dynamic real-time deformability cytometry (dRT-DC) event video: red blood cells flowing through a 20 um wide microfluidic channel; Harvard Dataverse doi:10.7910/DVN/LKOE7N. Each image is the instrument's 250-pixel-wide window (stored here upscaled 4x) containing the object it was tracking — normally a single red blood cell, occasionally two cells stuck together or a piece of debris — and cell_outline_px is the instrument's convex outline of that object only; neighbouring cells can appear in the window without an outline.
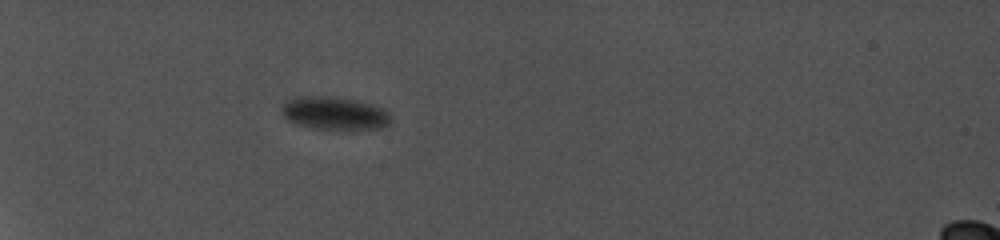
{"species": "common noctule bat (a hibernating species)", "species_latin": "Nyctalus noctula", "temperature_condition": "cold", "stored_images_in_passage": 80, "camera_frame_rate_fps": 5000, "um_per_image_px": 0.085, "animal": {"sex": "female", "body_mass_g": 19.0, "forearm_length_mm": 56.7}, "frame": {"image": 1, "passage_image": 1, "time_ms": 0.0, "image_size_px": [1000, 240], "cell_outline_px": [[392, 120], [388, 124], [380, 128], [352, 132], [312, 128], [288, 120], [284, 116], [284, 104], [300, 96], [328, 96], [356, 100], [372, 104], [384, 108], [388, 112]], "centroid_in_image_um": [28.55, 9.67], "position_along_channel_um": 56.4, "area_um2": 21.27}}
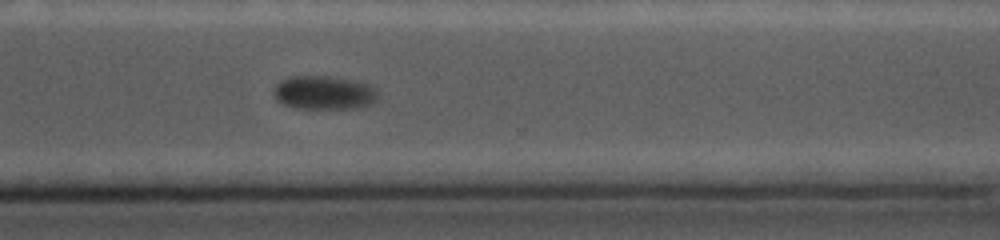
{"frame": {"image": 2, "passage_image": 63, "time_ms": 9.0, "image_size_px": [1000, 240], "cell_outline_px": [[376, 100], [368, 104], [352, 108], [300, 108], [284, 104], [276, 100], [272, 92], [284, 80], [292, 76], [324, 76], [352, 80], [368, 84], [376, 92]], "centroid_in_image_um": [27.51, 7.88], "position_along_channel_um": 343.1, "area_um2": 19.77}}
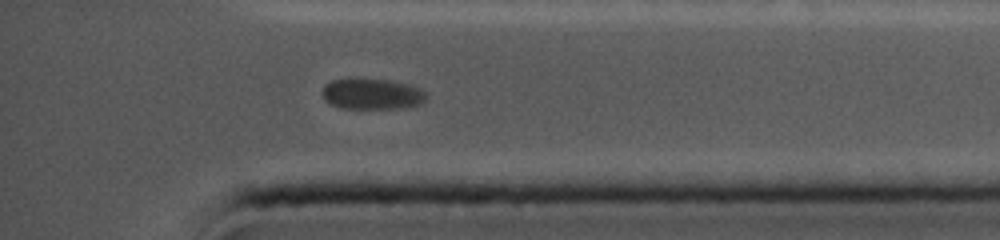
{"frame": {"image": 3, "passage_image": 74, "time_ms": 10.6, "image_size_px": [1000, 240], "cell_outline_px": [[428, 96], [420, 104], [400, 108], [344, 108], [332, 104], [324, 100], [324, 84], [332, 80], [388, 80], [408, 84], [420, 88]], "centroid_in_image_um": [31.66, 8.0], "position_along_channel_um": 403.5, "area_um2": 18.15}, "authors_computed_cell_mechanics": {"area_um2": 20.2878, "velocity_mm_per_s": 3.7045, "shape_relaxation_time_tau1_ms": 0.6034, "shape_relaxation_time_tau2_ms": null, "deformation_change_tau1": 0.0349, "deformation_change_tau2": null}}